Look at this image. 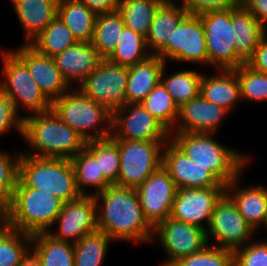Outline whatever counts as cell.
Returning <instances> with one entry per match:
<instances>
[{
	"label": "cell",
	"mask_w": 267,
	"mask_h": 266,
	"mask_svg": "<svg viewBox=\"0 0 267 266\" xmlns=\"http://www.w3.org/2000/svg\"><path fill=\"white\" fill-rule=\"evenodd\" d=\"M200 95L228 112L232 111L238 101L242 100L239 80L234 69H217L213 76L203 73Z\"/></svg>",
	"instance_id": "26"
},
{
	"label": "cell",
	"mask_w": 267,
	"mask_h": 266,
	"mask_svg": "<svg viewBox=\"0 0 267 266\" xmlns=\"http://www.w3.org/2000/svg\"><path fill=\"white\" fill-rule=\"evenodd\" d=\"M240 84L241 99L267 101V74L256 71L247 63L234 69Z\"/></svg>",
	"instance_id": "40"
},
{
	"label": "cell",
	"mask_w": 267,
	"mask_h": 266,
	"mask_svg": "<svg viewBox=\"0 0 267 266\" xmlns=\"http://www.w3.org/2000/svg\"><path fill=\"white\" fill-rule=\"evenodd\" d=\"M59 0H15L12 4L29 44L57 16Z\"/></svg>",
	"instance_id": "25"
},
{
	"label": "cell",
	"mask_w": 267,
	"mask_h": 266,
	"mask_svg": "<svg viewBox=\"0 0 267 266\" xmlns=\"http://www.w3.org/2000/svg\"><path fill=\"white\" fill-rule=\"evenodd\" d=\"M166 66L167 64L162 70L161 82L167 92L173 97L178 107H181L183 104L200 95L203 76L201 72L184 69L166 76Z\"/></svg>",
	"instance_id": "33"
},
{
	"label": "cell",
	"mask_w": 267,
	"mask_h": 266,
	"mask_svg": "<svg viewBox=\"0 0 267 266\" xmlns=\"http://www.w3.org/2000/svg\"><path fill=\"white\" fill-rule=\"evenodd\" d=\"M225 193L226 187L179 188L170 217L207 231L214 207Z\"/></svg>",
	"instance_id": "15"
},
{
	"label": "cell",
	"mask_w": 267,
	"mask_h": 266,
	"mask_svg": "<svg viewBox=\"0 0 267 266\" xmlns=\"http://www.w3.org/2000/svg\"><path fill=\"white\" fill-rule=\"evenodd\" d=\"M23 117L18 114L11 99L0 89V137L9 133L11 128H16L14 130L22 136Z\"/></svg>",
	"instance_id": "44"
},
{
	"label": "cell",
	"mask_w": 267,
	"mask_h": 266,
	"mask_svg": "<svg viewBox=\"0 0 267 266\" xmlns=\"http://www.w3.org/2000/svg\"><path fill=\"white\" fill-rule=\"evenodd\" d=\"M242 174L226 185V194L254 231H258V227L264 226L267 218V187L260 184L241 188L239 181Z\"/></svg>",
	"instance_id": "22"
},
{
	"label": "cell",
	"mask_w": 267,
	"mask_h": 266,
	"mask_svg": "<svg viewBox=\"0 0 267 266\" xmlns=\"http://www.w3.org/2000/svg\"><path fill=\"white\" fill-rule=\"evenodd\" d=\"M229 112L201 95L179 107V116L171 132L215 133Z\"/></svg>",
	"instance_id": "20"
},
{
	"label": "cell",
	"mask_w": 267,
	"mask_h": 266,
	"mask_svg": "<svg viewBox=\"0 0 267 266\" xmlns=\"http://www.w3.org/2000/svg\"><path fill=\"white\" fill-rule=\"evenodd\" d=\"M136 191L144 216L153 227L171 216L177 187L163 166L153 172Z\"/></svg>",
	"instance_id": "17"
},
{
	"label": "cell",
	"mask_w": 267,
	"mask_h": 266,
	"mask_svg": "<svg viewBox=\"0 0 267 266\" xmlns=\"http://www.w3.org/2000/svg\"><path fill=\"white\" fill-rule=\"evenodd\" d=\"M187 14L188 11L178 3L159 6L146 37V45L151 55H158L169 44L172 31Z\"/></svg>",
	"instance_id": "27"
},
{
	"label": "cell",
	"mask_w": 267,
	"mask_h": 266,
	"mask_svg": "<svg viewBox=\"0 0 267 266\" xmlns=\"http://www.w3.org/2000/svg\"><path fill=\"white\" fill-rule=\"evenodd\" d=\"M170 134V140L190 160L206 168L225 186L243 170L245 171L250 163L247 155L215 140V133L170 132Z\"/></svg>",
	"instance_id": "3"
},
{
	"label": "cell",
	"mask_w": 267,
	"mask_h": 266,
	"mask_svg": "<svg viewBox=\"0 0 267 266\" xmlns=\"http://www.w3.org/2000/svg\"><path fill=\"white\" fill-rule=\"evenodd\" d=\"M234 266H267V241L254 240L236 249Z\"/></svg>",
	"instance_id": "42"
},
{
	"label": "cell",
	"mask_w": 267,
	"mask_h": 266,
	"mask_svg": "<svg viewBox=\"0 0 267 266\" xmlns=\"http://www.w3.org/2000/svg\"><path fill=\"white\" fill-rule=\"evenodd\" d=\"M171 266H234V252L207 244L201 251L182 257Z\"/></svg>",
	"instance_id": "41"
},
{
	"label": "cell",
	"mask_w": 267,
	"mask_h": 266,
	"mask_svg": "<svg viewBox=\"0 0 267 266\" xmlns=\"http://www.w3.org/2000/svg\"><path fill=\"white\" fill-rule=\"evenodd\" d=\"M19 266H42L35 253L30 250L28 254L23 258Z\"/></svg>",
	"instance_id": "50"
},
{
	"label": "cell",
	"mask_w": 267,
	"mask_h": 266,
	"mask_svg": "<svg viewBox=\"0 0 267 266\" xmlns=\"http://www.w3.org/2000/svg\"><path fill=\"white\" fill-rule=\"evenodd\" d=\"M85 4L96 15L117 11L120 0H78Z\"/></svg>",
	"instance_id": "49"
},
{
	"label": "cell",
	"mask_w": 267,
	"mask_h": 266,
	"mask_svg": "<svg viewBox=\"0 0 267 266\" xmlns=\"http://www.w3.org/2000/svg\"><path fill=\"white\" fill-rule=\"evenodd\" d=\"M124 27L118 10L97 15L91 43L102 59H108L114 52Z\"/></svg>",
	"instance_id": "30"
},
{
	"label": "cell",
	"mask_w": 267,
	"mask_h": 266,
	"mask_svg": "<svg viewBox=\"0 0 267 266\" xmlns=\"http://www.w3.org/2000/svg\"><path fill=\"white\" fill-rule=\"evenodd\" d=\"M127 80V66L102 59L97 68L77 88L113 113L126 104Z\"/></svg>",
	"instance_id": "9"
},
{
	"label": "cell",
	"mask_w": 267,
	"mask_h": 266,
	"mask_svg": "<svg viewBox=\"0 0 267 266\" xmlns=\"http://www.w3.org/2000/svg\"><path fill=\"white\" fill-rule=\"evenodd\" d=\"M155 239L167 254L161 266H171L180 258L201 251L208 244L204 229L172 217H167L154 227L152 243Z\"/></svg>",
	"instance_id": "13"
},
{
	"label": "cell",
	"mask_w": 267,
	"mask_h": 266,
	"mask_svg": "<svg viewBox=\"0 0 267 266\" xmlns=\"http://www.w3.org/2000/svg\"><path fill=\"white\" fill-rule=\"evenodd\" d=\"M31 250L42 266H74V244L56 239L48 232L32 235Z\"/></svg>",
	"instance_id": "29"
},
{
	"label": "cell",
	"mask_w": 267,
	"mask_h": 266,
	"mask_svg": "<svg viewBox=\"0 0 267 266\" xmlns=\"http://www.w3.org/2000/svg\"><path fill=\"white\" fill-rule=\"evenodd\" d=\"M72 87L52 102L53 111L86 142L110 137L112 113Z\"/></svg>",
	"instance_id": "5"
},
{
	"label": "cell",
	"mask_w": 267,
	"mask_h": 266,
	"mask_svg": "<svg viewBox=\"0 0 267 266\" xmlns=\"http://www.w3.org/2000/svg\"><path fill=\"white\" fill-rule=\"evenodd\" d=\"M264 228H265V230H267V218H266V222H265V224H264ZM264 241H267V239L265 240V239H263Z\"/></svg>",
	"instance_id": "52"
},
{
	"label": "cell",
	"mask_w": 267,
	"mask_h": 266,
	"mask_svg": "<svg viewBox=\"0 0 267 266\" xmlns=\"http://www.w3.org/2000/svg\"><path fill=\"white\" fill-rule=\"evenodd\" d=\"M70 161L75 171L77 189L82 195H95L112 185L100 171L95 157L86 148ZM88 186L95 189L94 193L86 191Z\"/></svg>",
	"instance_id": "31"
},
{
	"label": "cell",
	"mask_w": 267,
	"mask_h": 266,
	"mask_svg": "<svg viewBox=\"0 0 267 266\" xmlns=\"http://www.w3.org/2000/svg\"><path fill=\"white\" fill-rule=\"evenodd\" d=\"M166 64L158 55H151L128 67L126 104L141 103L161 81L162 70Z\"/></svg>",
	"instance_id": "23"
},
{
	"label": "cell",
	"mask_w": 267,
	"mask_h": 266,
	"mask_svg": "<svg viewBox=\"0 0 267 266\" xmlns=\"http://www.w3.org/2000/svg\"><path fill=\"white\" fill-rule=\"evenodd\" d=\"M159 6L156 0H120L118 11L123 17L125 27L146 38Z\"/></svg>",
	"instance_id": "34"
},
{
	"label": "cell",
	"mask_w": 267,
	"mask_h": 266,
	"mask_svg": "<svg viewBox=\"0 0 267 266\" xmlns=\"http://www.w3.org/2000/svg\"><path fill=\"white\" fill-rule=\"evenodd\" d=\"M18 178L26 186L54 194L64 202L82 195L76 186L73 165L67 158L32 157L21 153Z\"/></svg>",
	"instance_id": "4"
},
{
	"label": "cell",
	"mask_w": 267,
	"mask_h": 266,
	"mask_svg": "<svg viewBox=\"0 0 267 266\" xmlns=\"http://www.w3.org/2000/svg\"><path fill=\"white\" fill-rule=\"evenodd\" d=\"M11 51L27 66L40 91L52 103L72 87L63 78L53 57L38 53L29 44Z\"/></svg>",
	"instance_id": "18"
},
{
	"label": "cell",
	"mask_w": 267,
	"mask_h": 266,
	"mask_svg": "<svg viewBox=\"0 0 267 266\" xmlns=\"http://www.w3.org/2000/svg\"><path fill=\"white\" fill-rule=\"evenodd\" d=\"M57 68L71 87H77L89 76L102 61L91 42H77L54 57ZM76 81V82H75ZM76 83V85L74 84Z\"/></svg>",
	"instance_id": "21"
},
{
	"label": "cell",
	"mask_w": 267,
	"mask_h": 266,
	"mask_svg": "<svg viewBox=\"0 0 267 266\" xmlns=\"http://www.w3.org/2000/svg\"><path fill=\"white\" fill-rule=\"evenodd\" d=\"M111 136L116 140L169 141L171 134L139 103L125 104L112 113Z\"/></svg>",
	"instance_id": "12"
},
{
	"label": "cell",
	"mask_w": 267,
	"mask_h": 266,
	"mask_svg": "<svg viewBox=\"0 0 267 266\" xmlns=\"http://www.w3.org/2000/svg\"><path fill=\"white\" fill-rule=\"evenodd\" d=\"M96 200L94 195H81L79 198L64 202L62 210L58 214L54 225H58L57 231L49 230L54 238L76 243L85 235L98 230Z\"/></svg>",
	"instance_id": "16"
},
{
	"label": "cell",
	"mask_w": 267,
	"mask_h": 266,
	"mask_svg": "<svg viewBox=\"0 0 267 266\" xmlns=\"http://www.w3.org/2000/svg\"><path fill=\"white\" fill-rule=\"evenodd\" d=\"M189 14L201 15L208 12L226 11L237 7L240 0H181Z\"/></svg>",
	"instance_id": "45"
},
{
	"label": "cell",
	"mask_w": 267,
	"mask_h": 266,
	"mask_svg": "<svg viewBox=\"0 0 267 266\" xmlns=\"http://www.w3.org/2000/svg\"><path fill=\"white\" fill-rule=\"evenodd\" d=\"M240 4L244 5L267 30V0H240Z\"/></svg>",
	"instance_id": "48"
},
{
	"label": "cell",
	"mask_w": 267,
	"mask_h": 266,
	"mask_svg": "<svg viewBox=\"0 0 267 266\" xmlns=\"http://www.w3.org/2000/svg\"><path fill=\"white\" fill-rule=\"evenodd\" d=\"M57 16L79 42H91L97 15L78 0H59Z\"/></svg>",
	"instance_id": "28"
},
{
	"label": "cell",
	"mask_w": 267,
	"mask_h": 266,
	"mask_svg": "<svg viewBox=\"0 0 267 266\" xmlns=\"http://www.w3.org/2000/svg\"><path fill=\"white\" fill-rule=\"evenodd\" d=\"M246 63L254 70L267 74V34Z\"/></svg>",
	"instance_id": "46"
},
{
	"label": "cell",
	"mask_w": 267,
	"mask_h": 266,
	"mask_svg": "<svg viewBox=\"0 0 267 266\" xmlns=\"http://www.w3.org/2000/svg\"><path fill=\"white\" fill-rule=\"evenodd\" d=\"M63 204L64 201L54 194L28 187L18 178L9 227L31 235L48 232Z\"/></svg>",
	"instance_id": "6"
},
{
	"label": "cell",
	"mask_w": 267,
	"mask_h": 266,
	"mask_svg": "<svg viewBox=\"0 0 267 266\" xmlns=\"http://www.w3.org/2000/svg\"><path fill=\"white\" fill-rule=\"evenodd\" d=\"M1 55L0 89L11 99L17 112L20 107L30 111V115L50 110L52 103L40 91L27 66L11 50H2Z\"/></svg>",
	"instance_id": "7"
},
{
	"label": "cell",
	"mask_w": 267,
	"mask_h": 266,
	"mask_svg": "<svg viewBox=\"0 0 267 266\" xmlns=\"http://www.w3.org/2000/svg\"><path fill=\"white\" fill-rule=\"evenodd\" d=\"M160 5H176L175 0H156Z\"/></svg>",
	"instance_id": "51"
},
{
	"label": "cell",
	"mask_w": 267,
	"mask_h": 266,
	"mask_svg": "<svg viewBox=\"0 0 267 266\" xmlns=\"http://www.w3.org/2000/svg\"><path fill=\"white\" fill-rule=\"evenodd\" d=\"M141 105L170 132L174 129L179 116V107L161 81L141 102Z\"/></svg>",
	"instance_id": "38"
},
{
	"label": "cell",
	"mask_w": 267,
	"mask_h": 266,
	"mask_svg": "<svg viewBox=\"0 0 267 266\" xmlns=\"http://www.w3.org/2000/svg\"><path fill=\"white\" fill-rule=\"evenodd\" d=\"M167 141L118 140L119 175L115 185L137 188L163 163Z\"/></svg>",
	"instance_id": "8"
},
{
	"label": "cell",
	"mask_w": 267,
	"mask_h": 266,
	"mask_svg": "<svg viewBox=\"0 0 267 266\" xmlns=\"http://www.w3.org/2000/svg\"><path fill=\"white\" fill-rule=\"evenodd\" d=\"M13 195L5 188H0V227H9L12 217Z\"/></svg>",
	"instance_id": "47"
},
{
	"label": "cell",
	"mask_w": 267,
	"mask_h": 266,
	"mask_svg": "<svg viewBox=\"0 0 267 266\" xmlns=\"http://www.w3.org/2000/svg\"><path fill=\"white\" fill-rule=\"evenodd\" d=\"M22 138L31 150L21 153L32 157L71 159L86 145L83 137L64 123L52 108L24 115Z\"/></svg>",
	"instance_id": "2"
},
{
	"label": "cell",
	"mask_w": 267,
	"mask_h": 266,
	"mask_svg": "<svg viewBox=\"0 0 267 266\" xmlns=\"http://www.w3.org/2000/svg\"><path fill=\"white\" fill-rule=\"evenodd\" d=\"M20 157L21 151L12 155L0 150V188L7 189L12 195L18 181Z\"/></svg>",
	"instance_id": "43"
},
{
	"label": "cell",
	"mask_w": 267,
	"mask_h": 266,
	"mask_svg": "<svg viewBox=\"0 0 267 266\" xmlns=\"http://www.w3.org/2000/svg\"><path fill=\"white\" fill-rule=\"evenodd\" d=\"M77 42L70 29L56 16L29 45L42 55L54 57Z\"/></svg>",
	"instance_id": "32"
},
{
	"label": "cell",
	"mask_w": 267,
	"mask_h": 266,
	"mask_svg": "<svg viewBox=\"0 0 267 266\" xmlns=\"http://www.w3.org/2000/svg\"><path fill=\"white\" fill-rule=\"evenodd\" d=\"M254 229L239 213L231 198L225 193L216 203L211 222L206 231L207 243L214 240L212 246L235 251L252 241Z\"/></svg>",
	"instance_id": "10"
},
{
	"label": "cell",
	"mask_w": 267,
	"mask_h": 266,
	"mask_svg": "<svg viewBox=\"0 0 267 266\" xmlns=\"http://www.w3.org/2000/svg\"><path fill=\"white\" fill-rule=\"evenodd\" d=\"M232 27L236 54L246 63L266 36L267 30L241 4L232 9Z\"/></svg>",
	"instance_id": "24"
},
{
	"label": "cell",
	"mask_w": 267,
	"mask_h": 266,
	"mask_svg": "<svg viewBox=\"0 0 267 266\" xmlns=\"http://www.w3.org/2000/svg\"><path fill=\"white\" fill-rule=\"evenodd\" d=\"M94 197L98 230L113 242H152L154 227L144 216L136 188L114 184Z\"/></svg>",
	"instance_id": "1"
},
{
	"label": "cell",
	"mask_w": 267,
	"mask_h": 266,
	"mask_svg": "<svg viewBox=\"0 0 267 266\" xmlns=\"http://www.w3.org/2000/svg\"><path fill=\"white\" fill-rule=\"evenodd\" d=\"M110 237L97 230L74 243V266H101L108 253Z\"/></svg>",
	"instance_id": "36"
},
{
	"label": "cell",
	"mask_w": 267,
	"mask_h": 266,
	"mask_svg": "<svg viewBox=\"0 0 267 266\" xmlns=\"http://www.w3.org/2000/svg\"><path fill=\"white\" fill-rule=\"evenodd\" d=\"M162 166L169 172L177 189L226 187L206 168L190 160L171 140L165 143Z\"/></svg>",
	"instance_id": "19"
},
{
	"label": "cell",
	"mask_w": 267,
	"mask_h": 266,
	"mask_svg": "<svg viewBox=\"0 0 267 266\" xmlns=\"http://www.w3.org/2000/svg\"><path fill=\"white\" fill-rule=\"evenodd\" d=\"M151 53L146 45V38L135 31L124 27L117 47L108 60L122 66H133L144 61Z\"/></svg>",
	"instance_id": "35"
},
{
	"label": "cell",
	"mask_w": 267,
	"mask_h": 266,
	"mask_svg": "<svg viewBox=\"0 0 267 266\" xmlns=\"http://www.w3.org/2000/svg\"><path fill=\"white\" fill-rule=\"evenodd\" d=\"M205 30L208 65L217 69H235L245 62L236 54L232 9L199 15Z\"/></svg>",
	"instance_id": "11"
},
{
	"label": "cell",
	"mask_w": 267,
	"mask_h": 266,
	"mask_svg": "<svg viewBox=\"0 0 267 266\" xmlns=\"http://www.w3.org/2000/svg\"><path fill=\"white\" fill-rule=\"evenodd\" d=\"M158 56L166 63L171 59L179 63L208 65L205 30L201 17L188 13L172 31L169 44Z\"/></svg>",
	"instance_id": "14"
},
{
	"label": "cell",
	"mask_w": 267,
	"mask_h": 266,
	"mask_svg": "<svg viewBox=\"0 0 267 266\" xmlns=\"http://www.w3.org/2000/svg\"><path fill=\"white\" fill-rule=\"evenodd\" d=\"M32 235L0 227V266H19L31 250Z\"/></svg>",
	"instance_id": "37"
},
{
	"label": "cell",
	"mask_w": 267,
	"mask_h": 266,
	"mask_svg": "<svg viewBox=\"0 0 267 266\" xmlns=\"http://www.w3.org/2000/svg\"><path fill=\"white\" fill-rule=\"evenodd\" d=\"M85 148L95 157L104 177L112 185L116 184L120 165L118 140L112 136L91 140L86 142Z\"/></svg>",
	"instance_id": "39"
}]
</instances>
